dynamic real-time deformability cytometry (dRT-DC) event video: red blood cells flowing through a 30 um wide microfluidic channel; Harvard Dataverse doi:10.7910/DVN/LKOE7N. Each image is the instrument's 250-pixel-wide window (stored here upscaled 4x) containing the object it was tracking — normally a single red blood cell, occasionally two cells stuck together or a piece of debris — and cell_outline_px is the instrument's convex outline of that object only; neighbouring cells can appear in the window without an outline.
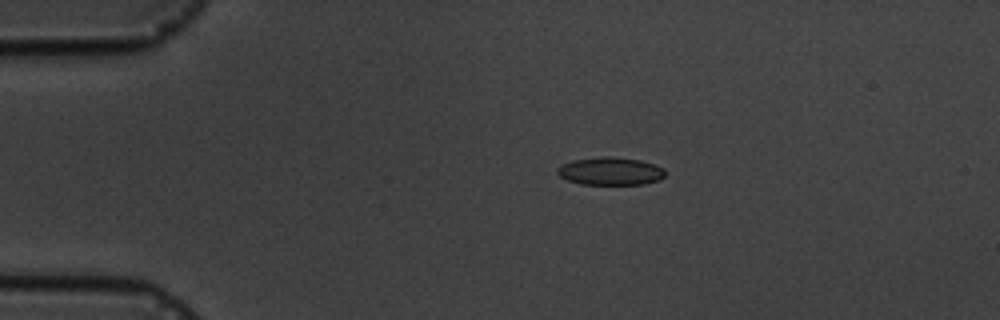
{"species": "common noctule bat (a hibernating species)", "species_latin": "Nyctalus noctula", "temperature_condition": "cold", "stored_images_in_passage": 2, "camera_frame_rate_fps": 3000, "um_per_image_px": 0.085, "animal": {"sex": "male", "body_mass_g": 19.5, "forearm_length_mm": 54.6}, "frame": {"image": 1, "passage_image": 1, "time_ms": 0.0, "image_size_px": [1000, 320], "cell_outline_px": [[664, 176], [660, 180], [644, 184], [580, 184], [568, 180], [560, 176], [556, 172], [556, 168], [560, 164], [572, 160], [604, 156], [608, 156], [640, 160], [656, 164], [664, 168]], "centroid_in_image_um": [51.87, 14.54], "position_along_channel_um": 33.1, "area_um2": 17.63}}